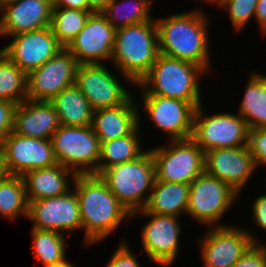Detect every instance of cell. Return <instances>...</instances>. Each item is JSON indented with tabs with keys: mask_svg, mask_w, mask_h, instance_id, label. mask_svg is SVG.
I'll use <instances>...</instances> for the list:
<instances>
[{
	"mask_svg": "<svg viewBox=\"0 0 266 267\" xmlns=\"http://www.w3.org/2000/svg\"><path fill=\"white\" fill-rule=\"evenodd\" d=\"M10 38V43L2 46L0 51L26 74L41 67L63 48L51 27L20 33Z\"/></svg>",
	"mask_w": 266,
	"mask_h": 267,
	"instance_id": "obj_16",
	"label": "cell"
},
{
	"mask_svg": "<svg viewBox=\"0 0 266 267\" xmlns=\"http://www.w3.org/2000/svg\"><path fill=\"white\" fill-rule=\"evenodd\" d=\"M140 125L130 134L100 144L98 175L105 169L137 159L146 150L139 139Z\"/></svg>",
	"mask_w": 266,
	"mask_h": 267,
	"instance_id": "obj_27",
	"label": "cell"
},
{
	"mask_svg": "<svg viewBox=\"0 0 266 267\" xmlns=\"http://www.w3.org/2000/svg\"><path fill=\"white\" fill-rule=\"evenodd\" d=\"M121 241L120 245L109 258L107 267H143L130 250L127 241L124 239Z\"/></svg>",
	"mask_w": 266,
	"mask_h": 267,
	"instance_id": "obj_35",
	"label": "cell"
},
{
	"mask_svg": "<svg viewBox=\"0 0 266 267\" xmlns=\"http://www.w3.org/2000/svg\"><path fill=\"white\" fill-rule=\"evenodd\" d=\"M208 14L200 8L155 17L159 53L187 61L210 70V39Z\"/></svg>",
	"mask_w": 266,
	"mask_h": 267,
	"instance_id": "obj_2",
	"label": "cell"
},
{
	"mask_svg": "<svg viewBox=\"0 0 266 267\" xmlns=\"http://www.w3.org/2000/svg\"><path fill=\"white\" fill-rule=\"evenodd\" d=\"M34 256L44 265L67 260L66 235L56 231L31 228Z\"/></svg>",
	"mask_w": 266,
	"mask_h": 267,
	"instance_id": "obj_31",
	"label": "cell"
},
{
	"mask_svg": "<svg viewBox=\"0 0 266 267\" xmlns=\"http://www.w3.org/2000/svg\"><path fill=\"white\" fill-rule=\"evenodd\" d=\"M10 175L55 166L57 163L51 139L26 137L13 131L3 140Z\"/></svg>",
	"mask_w": 266,
	"mask_h": 267,
	"instance_id": "obj_19",
	"label": "cell"
},
{
	"mask_svg": "<svg viewBox=\"0 0 266 267\" xmlns=\"http://www.w3.org/2000/svg\"><path fill=\"white\" fill-rule=\"evenodd\" d=\"M43 267H77V265L75 266V264L71 263L70 261L65 260L63 262H59L56 264H50V265H44Z\"/></svg>",
	"mask_w": 266,
	"mask_h": 267,
	"instance_id": "obj_43",
	"label": "cell"
},
{
	"mask_svg": "<svg viewBox=\"0 0 266 267\" xmlns=\"http://www.w3.org/2000/svg\"><path fill=\"white\" fill-rule=\"evenodd\" d=\"M147 217L148 222L141 228L142 252L161 267H170L179 257L181 235L180 217L148 213L144 209L131 214V218ZM177 257V258H176Z\"/></svg>",
	"mask_w": 266,
	"mask_h": 267,
	"instance_id": "obj_10",
	"label": "cell"
},
{
	"mask_svg": "<svg viewBox=\"0 0 266 267\" xmlns=\"http://www.w3.org/2000/svg\"><path fill=\"white\" fill-rule=\"evenodd\" d=\"M117 78L119 77L105 64H79L75 85L87 98L93 110L115 107L125 103L132 96Z\"/></svg>",
	"mask_w": 266,
	"mask_h": 267,
	"instance_id": "obj_13",
	"label": "cell"
},
{
	"mask_svg": "<svg viewBox=\"0 0 266 267\" xmlns=\"http://www.w3.org/2000/svg\"><path fill=\"white\" fill-rule=\"evenodd\" d=\"M61 126L50 102L26 99L16 104L13 132L26 137L51 139Z\"/></svg>",
	"mask_w": 266,
	"mask_h": 267,
	"instance_id": "obj_22",
	"label": "cell"
},
{
	"mask_svg": "<svg viewBox=\"0 0 266 267\" xmlns=\"http://www.w3.org/2000/svg\"><path fill=\"white\" fill-rule=\"evenodd\" d=\"M239 197L230 185L203 172L190 184L186 214L206 227L228 226L221 220Z\"/></svg>",
	"mask_w": 266,
	"mask_h": 267,
	"instance_id": "obj_7",
	"label": "cell"
},
{
	"mask_svg": "<svg viewBox=\"0 0 266 267\" xmlns=\"http://www.w3.org/2000/svg\"><path fill=\"white\" fill-rule=\"evenodd\" d=\"M258 0H225L219 7L226 8L234 31L240 32L254 18Z\"/></svg>",
	"mask_w": 266,
	"mask_h": 267,
	"instance_id": "obj_33",
	"label": "cell"
},
{
	"mask_svg": "<svg viewBox=\"0 0 266 267\" xmlns=\"http://www.w3.org/2000/svg\"><path fill=\"white\" fill-rule=\"evenodd\" d=\"M16 104L0 99V141L13 131L14 111Z\"/></svg>",
	"mask_w": 266,
	"mask_h": 267,
	"instance_id": "obj_37",
	"label": "cell"
},
{
	"mask_svg": "<svg viewBox=\"0 0 266 267\" xmlns=\"http://www.w3.org/2000/svg\"><path fill=\"white\" fill-rule=\"evenodd\" d=\"M250 72L238 114L249 129L266 128V74Z\"/></svg>",
	"mask_w": 266,
	"mask_h": 267,
	"instance_id": "obj_26",
	"label": "cell"
},
{
	"mask_svg": "<svg viewBox=\"0 0 266 267\" xmlns=\"http://www.w3.org/2000/svg\"><path fill=\"white\" fill-rule=\"evenodd\" d=\"M249 127L237 113L206 114L202 104L195 109L191 139L204 151L248 145Z\"/></svg>",
	"mask_w": 266,
	"mask_h": 267,
	"instance_id": "obj_9",
	"label": "cell"
},
{
	"mask_svg": "<svg viewBox=\"0 0 266 267\" xmlns=\"http://www.w3.org/2000/svg\"><path fill=\"white\" fill-rule=\"evenodd\" d=\"M49 102L54 107L61 125L91 126L93 109L76 85L62 90Z\"/></svg>",
	"mask_w": 266,
	"mask_h": 267,
	"instance_id": "obj_25",
	"label": "cell"
},
{
	"mask_svg": "<svg viewBox=\"0 0 266 267\" xmlns=\"http://www.w3.org/2000/svg\"><path fill=\"white\" fill-rule=\"evenodd\" d=\"M254 19L259 25L260 31L264 38L266 36V0H258Z\"/></svg>",
	"mask_w": 266,
	"mask_h": 267,
	"instance_id": "obj_40",
	"label": "cell"
},
{
	"mask_svg": "<svg viewBox=\"0 0 266 267\" xmlns=\"http://www.w3.org/2000/svg\"><path fill=\"white\" fill-rule=\"evenodd\" d=\"M111 0H87L88 6L94 12H101Z\"/></svg>",
	"mask_w": 266,
	"mask_h": 267,
	"instance_id": "obj_42",
	"label": "cell"
},
{
	"mask_svg": "<svg viewBox=\"0 0 266 267\" xmlns=\"http://www.w3.org/2000/svg\"><path fill=\"white\" fill-rule=\"evenodd\" d=\"M133 96L121 105L93 110L91 127L100 143L128 135L141 124V108Z\"/></svg>",
	"mask_w": 266,
	"mask_h": 267,
	"instance_id": "obj_21",
	"label": "cell"
},
{
	"mask_svg": "<svg viewBox=\"0 0 266 267\" xmlns=\"http://www.w3.org/2000/svg\"><path fill=\"white\" fill-rule=\"evenodd\" d=\"M0 99L19 104L27 99V74L0 51Z\"/></svg>",
	"mask_w": 266,
	"mask_h": 267,
	"instance_id": "obj_32",
	"label": "cell"
},
{
	"mask_svg": "<svg viewBox=\"0 0 266 267\" xmlns=\"http://www.w3.org/2000/svg\"><path fill=\"white\" fill-rule=\"evenodd\" d=\"M170 144V145H169ZM155 180L191 184L204 172V151L191 139L151 148Z\"/></svg>",
	"mask_w": 266,
	"mask_h": 267,
	"instance_id": "obj_8",
	"label": "cell"
},
{
	"mask_svg": "<svg viewBox=\"0 0 266 267\" xmlns=\"http://www.w3.org/2000/svg\"><path fill=\"white\" fill-rule=\"evenodd\" d=\"M10 176L7 166L6 150L4 143L0 141V180Z\"/></svg>",
	"mask_w": 266,
	"mask_h": 267,
	"instance_id": "obj_41",
	"label": "cell"
},
{
	"mask_svg": "<svg viewBox=\"0 0 266 267\" xmlns=\"http://www.w3.org/2000/svg\"><path fill=\"white\" fill-rule=\"evenodd\" d=\"M248 147L258 167L266 165V128L249 130Z\"/></svg>",
	"mask_w": 266,
	"mask_h": 267,
	"instance_id": "obj_34",
	"label": "cell"
},
{
	"mask_svg": "<svg viewBox=\"0 0 266 267\" xmlns=\"http://www.w3.org/2000/svg\"><path fill=\"white\" fill-rule=\"evenodd\" d=\"M28 216V201L22 176L10 175L0 180V217L14 221Z\"/></svg>",
	"mask_w": 266,
	"mask_h": 267,
	"instance_id": "obj_29",
	"label": "cell"
},
{
	"mask_svg": "<svg viewBox=\"0 0 266 267\" xmlns=\"http://www.w3.org/2000/svg\"><path fill=\"white\" fill-rule=\"evenodd\" d=\"M75 177L72 170L60 164L26 172L22 178L28 203L67 193L72 188Z\"/></svg>",
	"mask_w": 266,
	"mask_h": 267,
	"instance_id": "obj_23",
	"label": "cell"
},
{
	"mask_svg": "<svg viewBox=\"0 0 266 267\" xmlns=\"http://www.w3.org/2000/svg\"><path fill=\"white\" fill-rule=\"evenodd\" d=\"M256 169L248 145L204 152V172L227 183L239 194Z\"/></svg>",
	"mask_w": 266,
	"mask_h": 267,
	"instance_id": "obj_18",
	"label": "cell"
},
{
	"mask_svg": "<svg viewBox=\"0 0 266 267\" xmlns=\"http://www.w3.org/2000/svg\"><path fill=\"white\" fill-rule=\"evenodd\" d=\"M115 33L101 12H93L67 49L79 64H103L111 60Z\"/></svg>",
	"mask_w": 266,
	"mask_h": 267,
	"instance_id": "obj_17",
	"label": "cell"
},
{
	"mask_svg": "<svg viewBox=\"0 0 266 267\" xmlns=\"http://www.w3.org/2000/svg\"><path fill=\"white\" fill-rule=\"evenodd\" d=\"M223 1H225V0H213V5L215 4V5L219 6Z\"/></svg>",
	"mask_w": 266,
	"mask_h": 267,
	"instance_id": "obj_44",
	"label": "cell"
},
{
	"mask_svg": "<svg viewBox=\"0 0 266 267\" xmlns=\"http://www.w3.org/2000/svg\"><path fill=\"white\" fill-rule=\"evenodd\" d=\"M9 1H12V0H0V6H1L2 4H5L6 2H9Z\"/></svg>",
	"mask_w": 266,
	"mask_h": 267,
	"instance_id": "obj_46",
	"label": "cell"
},
{
	"mask_svg": "<svg viewBox=\"0 0 266 267\" xmlns=\"http://www.w3.org/2000/svg\"><path fill=\"white\" fill-rule=\"evenodd\" d=\"M53 0H12L0 6V38L50 27Z\"/></svg>",
	"mask_w": 266,
	"mask_h": 267,
	"instance_id": "obj_20",
	"label": "cell"
},
{
	"mask_svg": "<svg viewBox=\"0 0 266 267\" xmlns=\"http://www.w3.org/2000/svg\"><path fill=\"white\" fill-rule=\"evenodd\" d=\"M27 218L35 229L62 234H71L73 230L82 229L79 203L74 189L63 195L30 201Z\"/></svg>",
	"mask_w": 266,
	"mask_h": 267,
	"instance_id": "obj_14",
	"label": "cell"
},
{
	"mask_svg": "<svg viewBox=\"0 0 266 267\" xmlns=\"http://www.w3.org/2000/svg\"><path fill=\"white\" fill-rule=\"evenodd\" d=\"M72 188L77 194L84 246H92L106 239L123 220L131 219L130 212L109 190L106 182L96 174L76 175Z\"/></svg>",
	"mask_w": 266,
	"mask_h": 267,
	"instance_id": "obj_1",
	"label": "cell"
},
{
	"mask_svg": "<svg viewBox=\"0 0 266 267\" xmlns=\"http://www.w3.org/2000/svg\"><path fill=\"white\" fill-rule=\"evenodd\" d=\"M237 227H208L200 239L203 267H232L253 244L261 245L254 233Z\"/></svg>",
	"mask_w": 266,
	"mask_h": 267,
	"instance_id": "obj_11",
	"label": "cell"
},
{
	"mask_svg": "<svg viewBox=\"0 0 266 267\" xmlns=\"http://www.w3.org/2000/svg\"><path fill=\"white\" fill-rule=\"evenodd\" d=\"M58 164L78 174L98 175L100 140L91 126L61 125L51 137Z\"/></svg>",
	"mask_w": 266,
	"mask_h": 267,
	"instance_id": "obj_6",
	"label": "cell"
},
{
	"mask_svg": "<svg viewBox=\"0 0 266 267\" xmlns=\"http://www.w3.org/2000/svg\"><path fill=\"white\" fill-rule=\"evenodd\" d=\"M53 7L93 11L87 0H53Z\"/></svg>",
	"mask_w": 266,
	"mask_h": 267,
	"instance_id": "obj_39",
	"label": "cell"
},
{
	"mask_svg": "<svg viewBox=\"0 0 266 267\" xmlns=\"http://www.w3.org/2000/svg\"><path fill=\"white\" fill-rule=\"evenodd\" d=\"M252 217L254 225H257L258 228L264 230L266 232V193L258 196L252 206Z\"/></svg>",
	"mask_w": 266,
	"mask_h": 267,
	"instance_id": "obj_38",
	"label": "cell"
},
{
	"mask_svg": "<svg viewBox=\"0 0 266 267\" xmlns=\"http://www.w3.org/2000/svg\"><path fill=\"white\" fill-rule=\"evenodd\" d=\"M143 111L168 140H185L192 136L195 107L187 101L142 94Z\"/></svg>",
	"mask_w": 266,
	"mask_h": 267,
	"instance_id": "obj_15",
	"label": "cell"
},
{
	"mask_svg": "<svg viewBox=\"0 0 266 267\" xmlns=\"http://www.w3.org/2000/svg\"><path fill=\"white\" fill-rule=\"evenodd\" d=\"M79 63L67 48H62L41 67L27 74V99L49 102L62 90L75 85Z\"/></svg>",
	"mask_w": 266,
	"mask_h": 267,
	"instance_id": "obj_12",
	"label": "cell"
},
{
	"mask_svg": "<svg viewBox=\"0 0 266 267\" xmlns=\"http://www.w3.org/2000/svg\"><path fill=\"white\" fill-rule=\"evenodd\" d=\"M207 71L196 64L159 53L149 73L136 86L143 94L202 104L199 80Z\"/></svg>",
	"mask_w": 266,
	"mask_h": 267,
	"instance_id": "obj_4",
	"label": "cell"
},
{
	"mask_svg": "<svg viewBox=\"0 0 266 267\" xmlns=\"http://www.w3.org/2000/svg\"><path fill=\"white\" fill-rule=\"evenodd\" d=\"M153 2L151 0H111L101 13L117 30L130 25L153 21L155 19L151 12Z\"/></svg>",
	"mask_w": 266,
	"mask_h": 267,
	"instance_id": "obj_28",
	"label": "cell"
},
{
	"mask_svg": "<svg viewBox=\"0 0 266 267\" xmlns=\"http://www.w3.org/2000/svg\"><path fill=\"white\" fill-rule=\"evenodd\" d=\"M232 267H266V243L253 244Z\"/></svg>",
	"mask_w": 266,
	"mask_h": 267,
	"instance_id": "obj_36",
	"label": "cell"
},
{
	"mask_svg": "<svg viewBox=\"0 0 266 267\" xmlns=\"http://www.w3.org/2000/svg\"><path fill=\"white\" fill-rule=\"evenodd\" d=\"M130 214L144 209L155 181L154 157L146 150L137 159L111 166L99 175ZM148 194L147 196H145Z\"/></svg>",
	"mask_w": 266,
	"mask_h": 267,
	"instance_id": "obj_5",
	"label": "cell"
},
{
	"mask_svg": "<svg viewBox=\"0 0 266 267\" xmlns=\"http://www.w3.org/2000/svg\"><path fill=\"white\" fill-rule=\"evenodd\" d=\"M94 11L53 7L51 29L57 41L67 48L76 35L84 28Z\"/></svg>",
	"mask_w": 266,
	"mask_h": 267,
	"instance_id": "obj_30",
	"label": "cell"
},
{
	"mask_svg": "<svg viewBox=\"0 0 266 267\" xmlns=\"http://www.w3.org/2000/svg\"><path fill=\"white\" fill-rule=\"evenodd\" d=\"M190 184L155 180L149 200L144 207L148 213L180 217L186 214Z\"/></svg>",
	"mask_w": 266,
	"mask_h": 267,
	"instance_id": "obj_24",
	"label": "cell"
},
{
	"mask_svg": "<svg viewBox=\"0 0 266 267\" xmlns=\"http://www.w3.org/2000/svg\"><path fill=\"white\" fill-rule=\"evenodd\" d=\"M159 55L155 19L116 30L111 62L128 84H138Z\"/></svg>",
	"mask_w": 266,
	"mask_h": 267,
	"instance_id": "obj_3",
	"label": "cell"
},
{
	"mask_svg": "<svg viewBox=\"0 0 266 267\" xmlns=\"http://www.w3.org/2000/svg\"><path fill=\"white\" fill-rule=\"evenodd\" d=\"M198 1H203L202 3L206 2L207 4L209 3V5L210 3L213 4V0H198Z\"/></svg>",
	"mask_w": 266,
	"mask_h": 267,
	"instance_id": "obj_45",
	"label": "cell"
}]
</instances>
